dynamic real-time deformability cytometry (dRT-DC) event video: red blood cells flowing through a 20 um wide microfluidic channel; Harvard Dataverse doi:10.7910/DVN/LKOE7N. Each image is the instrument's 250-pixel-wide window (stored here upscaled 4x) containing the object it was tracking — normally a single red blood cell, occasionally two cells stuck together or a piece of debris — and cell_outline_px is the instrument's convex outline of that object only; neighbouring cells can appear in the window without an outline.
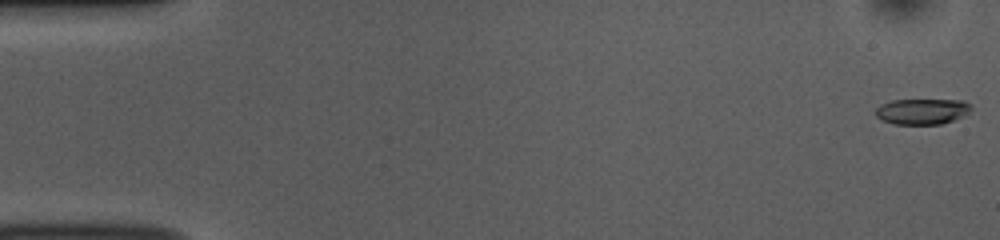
{"species": "common noctule bat (a hibernating species)", "species_latin": "Nyctalus noctula", "temperature_condition": "room temperature", "stored_images_in_passage": 53, "camera_frame_rate_fps": 3000, "um_per_image_px": 0.085, "animal": {"sex": "female", "body_mass_g": 10.0, "forearm_length_mm": 53.1}, "frame": {"image": 1, "passage_image": 1, "time_ms": 0.0, "image_size_px": [1000, 240], "cell_outline_px": [[972, 108], [964, 116], [940, 124], [892, 124], [876, 116], [876, 108], [880, 104], [892, 100], [964, 100], [972, 104]], "centroid_in_image_um": [78.4, 9.46], "position_along_channel_um": 6.6, "area_um2": 14.33}}
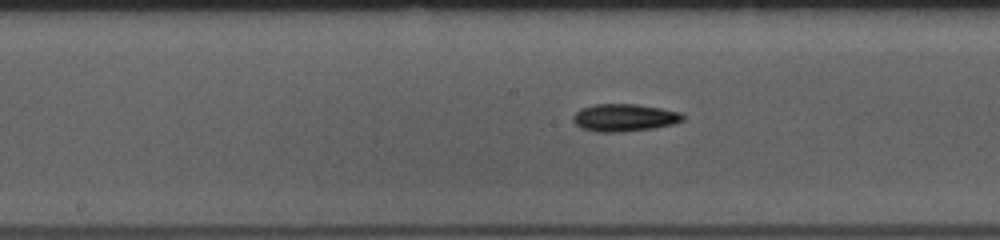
{"frame": {"image": 2, "passage_image": 27, "time_ms": 8.667, "image_size_px": [1000, 240], "cell_outline_px": [[684, 120], [672, 124], [652, 128], [620, 132], [596, 132], [580, 128], [572, 120], [572, 116], [580, 108], [596, 104], [636, 104], [660, 108], [680, 112], [684, 116]], "centroid_in_image_um": [53.03, 10.0], "position_along_channel_um": 195.2, "area_um2": 17.57}}
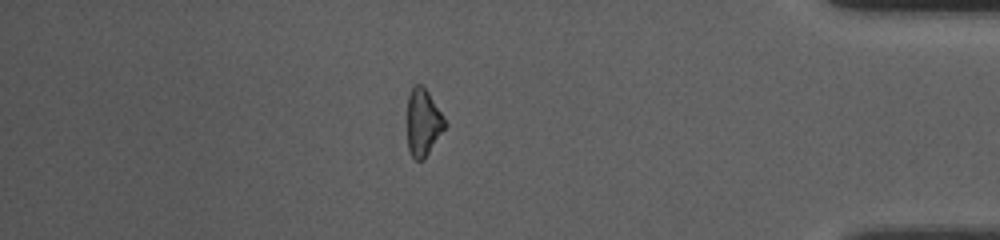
{"frame": {"image": 3, "passage_image": 46, "time_ms": 15.0, "image_size_px": [1000, 240], "cell_outline_px": [[448, 124], [424, 160], [416, 160], [412, 156], [408, 148], [408, 96], [412, 88], [416, 84], [420, 84], [428, 92]], "centroid_in_image_um": [35.98, 10.43], "position_along_channel_um": 399.2, "area_um2": 14.57}, "authors_computed_cell_mechanics": {"area_um2": 16.0684, "velocity_mm_per_s": 3.8022, "shape_relaxation_time_tau1_ms": 4.8275, "shape_relaxation_time_tau2_ms": null, "deformation_change_tau1": 0.1248, "deformation_change_tau2": null}}